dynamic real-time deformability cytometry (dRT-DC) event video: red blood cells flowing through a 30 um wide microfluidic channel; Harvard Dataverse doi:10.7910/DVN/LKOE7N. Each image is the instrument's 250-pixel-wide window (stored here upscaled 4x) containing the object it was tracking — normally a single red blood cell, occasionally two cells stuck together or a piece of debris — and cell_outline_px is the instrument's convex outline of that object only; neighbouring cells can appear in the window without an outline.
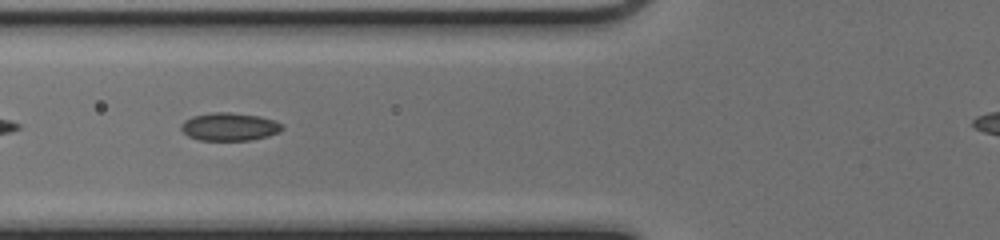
{"species": "common noctule bat (a hibernating species)", "species_latin": "Nyctalus noctula", "temperature_condition": "cold", "stored_images_in_passage": 48, "segment_of_instrument_passage": [2, 2], "camera_frame_rate_fps": 3000, "um_per_image_px": 0.085, "animal": {"sex": "female", "body_mass_g": 17.0, "forearm_length_mm": 48.0}, "frame": {"image": 1, "passage_image": 21, "time_ms": 6.667, "image_size_px": [1000, 240], "cell_outline_px": [[284, 128], [280, 132], [268, 136], [252, 140], [200, 140], [188, 136], [180, 128], [180, 124], [184, 120], [192, 116], [212, 112], [228, 112], [260, 116], [272, 120], [280, 124]], "centroid_in_image_um": [19.48, 10.77], "position_along_channel_um": 106.3, "area_um2": 16.47}}
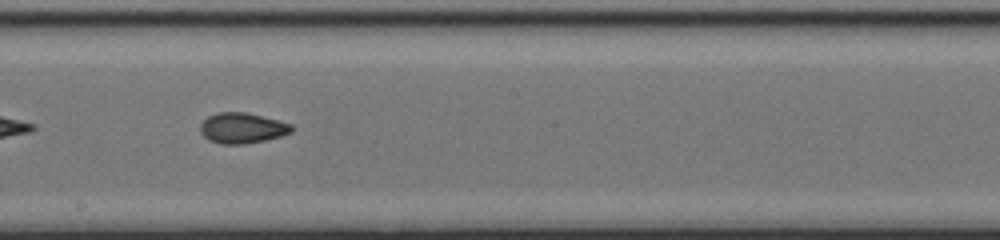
{"frame": {"image": 2, "passage_image": 30, "time_ms": 9.667, "image_size_px": [1000, 240], "cell_outline_px": [[292, 132], [280, 136], [264, 140], [244, 144], [220, 144], [208, 140], [200, 132], [200, 124], [208, 116], [216, 112], [248, 112], [292, 124]], "centroid_in_image_um": [20.56, 10.88], "position_along_channel_um": 227.6, "area_um2": 16.3}}
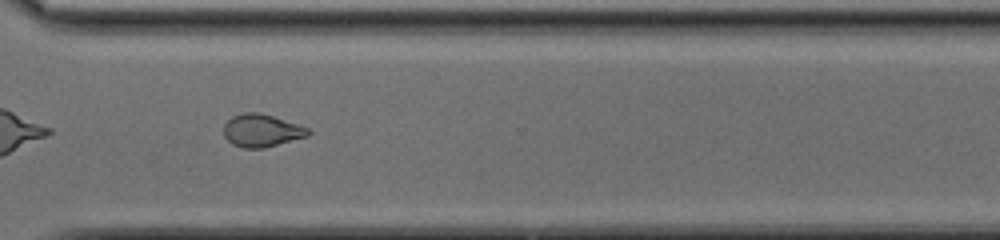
{"frame": {"image": 3, "passage_image": 39, "time_ms": 12.667, "image_size_px": [1000, 240], "cell_outline_px": [[312, 132], [308, 136], [264, 148], [244, 148], [232, 144], [224, 136], [224, 124], [232, 116], [244, 112], [260, 112], [300, 124], [308, 128]], "centroid_in_image_um": [22.26, 11.08], "position_along_channel_um": 348.3, "area_um2": 16.24}}